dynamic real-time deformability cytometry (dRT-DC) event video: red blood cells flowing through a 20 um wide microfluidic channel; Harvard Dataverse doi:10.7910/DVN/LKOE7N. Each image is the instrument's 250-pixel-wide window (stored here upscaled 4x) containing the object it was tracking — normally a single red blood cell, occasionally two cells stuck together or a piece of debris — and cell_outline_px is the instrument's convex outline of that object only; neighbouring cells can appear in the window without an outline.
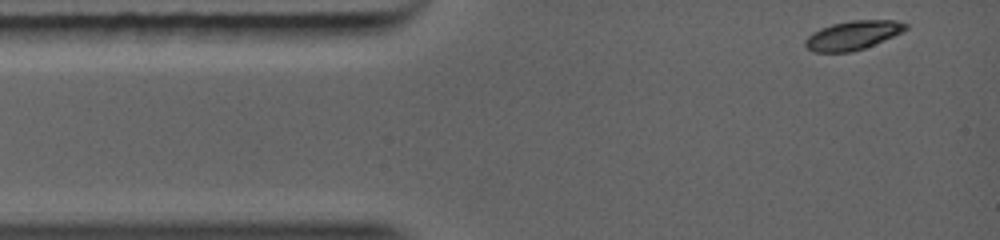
{"species": "common noctule bat (a hibernating species)", "species_latin": "Nyctalus noctula", "temperature_condition": "warm", "stored_images_in_passage": 11, "camera_frame_rate_fps": 5000, "um_per_image_px": 0.085, "animal": {"sex": "female", "body_mass_g": 19.0, "forearm_length_mm": 56.7}, "frame": {"image": 1, "passage_image": 1, "time_ms": 0.0, "image_size_px": [1000, 240], "cell_outline_px": [[908, 28], [892, 36], [864, 48], [852, 52], [812, 52], [804, 44], [804, 40], [812, 32], [820, 28], [832, 24], [852, 20], [896, 20], [908, 24]], "centroid_in_image_um": [72.45, 2.99], "position_along_channel_um": 12.6, "area_um2": 16.82}}